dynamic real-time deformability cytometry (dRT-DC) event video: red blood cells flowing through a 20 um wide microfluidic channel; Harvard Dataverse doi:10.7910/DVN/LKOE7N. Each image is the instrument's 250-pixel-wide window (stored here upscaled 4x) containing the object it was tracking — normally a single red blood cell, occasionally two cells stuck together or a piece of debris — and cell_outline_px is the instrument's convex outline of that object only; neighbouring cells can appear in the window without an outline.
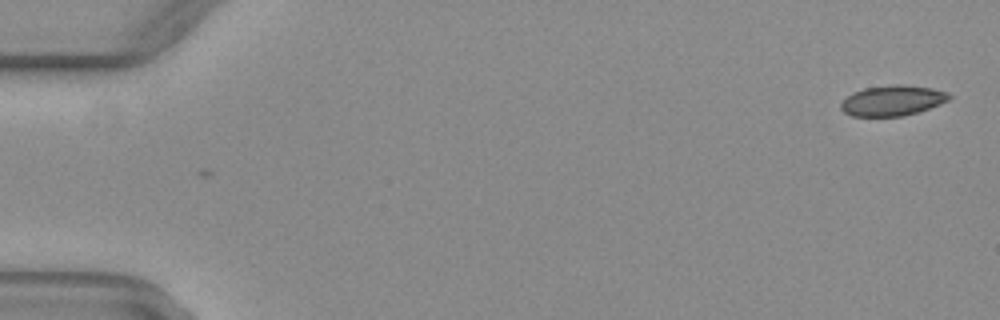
{"species": "common noctule bat (a hibernating species)", "species_latin": "Nyctalus noctula", "temperature_condition": "warm", "stored_images_in_passage": 8, "camera_frame_rate_fps": 3000, "um_per_image_px": 0.085, "animal": {"sex": "female", "body_mass_g": 29.2, "forearm_length_mm": 56.3}, "frame": {"image": 1, "passage_image": 2, "time_ms": 0.333, "image_size_px": [1000, 320], "cell_outline_px": [[952, 96], [948, 100], [940, 104], [904, 116], [852, 116], [844, 112], [840, 108], [840, 104], [852, 92], [864, 88], [896, 84], [900, 84], [932, 88], [948, 92]], "centroid_in_image_um": [75.85, 8.54], "position_along_channel_um": 9.1, "area_um2": 19.07}}